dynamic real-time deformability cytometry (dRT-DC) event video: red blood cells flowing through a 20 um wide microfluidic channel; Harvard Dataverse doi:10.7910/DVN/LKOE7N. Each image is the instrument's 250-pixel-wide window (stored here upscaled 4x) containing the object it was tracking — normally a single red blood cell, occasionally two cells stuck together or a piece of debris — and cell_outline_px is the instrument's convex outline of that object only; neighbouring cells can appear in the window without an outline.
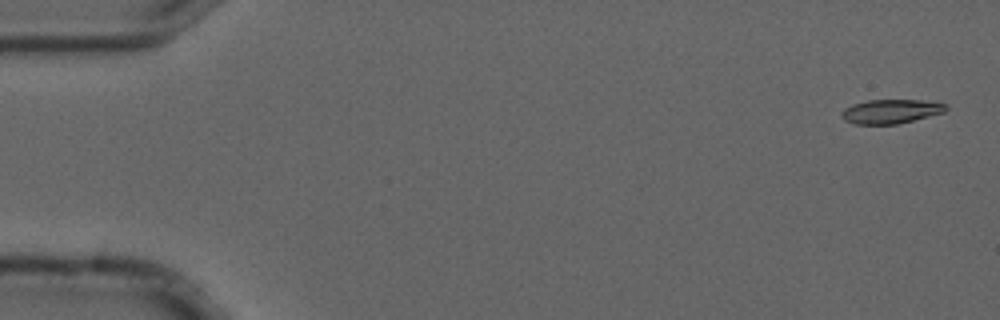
{"species": "common noctule bat (a hibernating species)", "species_latin": "Nyctalus noctula", "temperature_condition": "cold", "stored_images_in_passage": 5, "camera_frame_rate_fps": 3000, "um_per_image_px": 0.085, "animal": {"sex": "male", "forearm_length_mm": 52.5}, "frame": {"image": 1, "passage_image": 1, "time_ms": 0.0, "image_size_px": [1000, 320], "cell_outline_px": [[948, 108], [944, 112], [896, 124], [852, 124], [844, 120], [840, 116], [840, 112], [844, 108], [852, 104], [868, 100], [920, 100], [948, 104]], "centroid_in_image_um": [75.67, 9.46], "position_along_channel_um": 9.3, "area_um2": 14.68}}
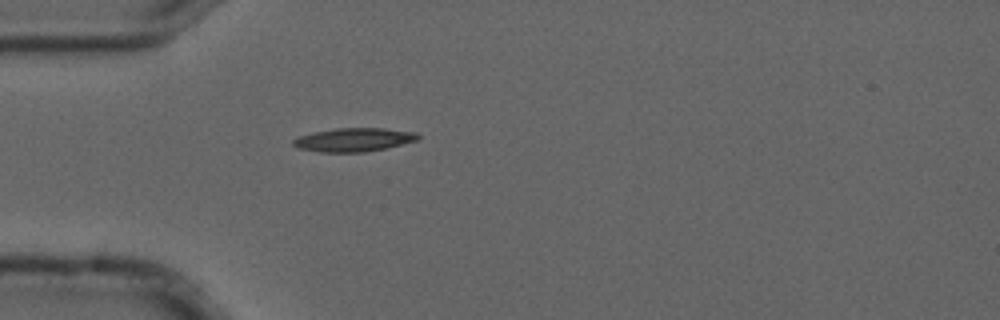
{"frame": {"image": 2, "passage_image": 5, "time_ms": 1.333, "image_size_px": [1000, 320], "cell_outline_px": [[420, 140], [384, 148], [364, 152], [320, 152], [296, 148], [292, 144], [292, 140], [300, 136], [316, 132], [336, 128], [384, 128], [416, 132], [420, 136]], "centroid_in_image_um": [30.09, 11.88], "position_along_channel_um": 54.9, "area_um2": 17.11}}